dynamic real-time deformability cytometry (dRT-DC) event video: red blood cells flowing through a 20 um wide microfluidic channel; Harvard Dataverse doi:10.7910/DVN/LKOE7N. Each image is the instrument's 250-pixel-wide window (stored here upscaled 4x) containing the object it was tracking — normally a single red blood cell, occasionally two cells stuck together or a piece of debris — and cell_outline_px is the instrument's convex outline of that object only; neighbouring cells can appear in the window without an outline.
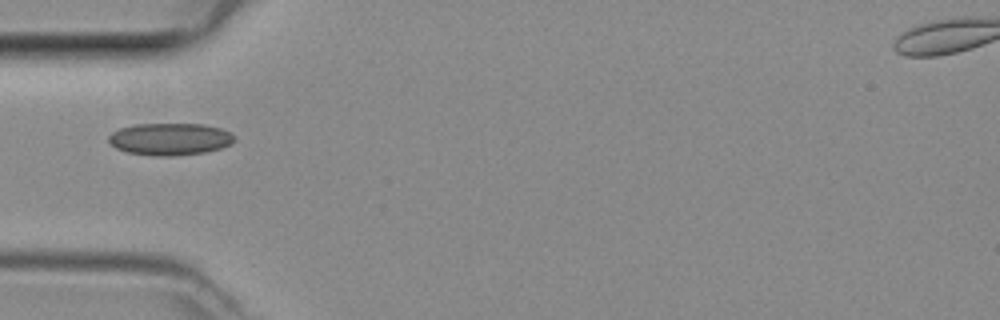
{"species": "common noctule bat (a hibernating species)", "species_latin": "Nyctalus noctula", "temperature_condition": "room temperature", "stored_images_in_passage": 34, "camera_frame_rate_fps": 3000, "um_per_image_px": 0.085, "animal": {"sex": "female", "body_mass_g": 29.2, "forearm_length_mm": 56.3}, "frame": {"image": 1, "passage_image": 1, "time_ms": 0.0, "image_size_px": [1000, 320], "cell_outline_px": [[236, 140], [232, 144], [220, 148], [204, 152], [172, 156], [156, 156], [128, 152], [116, 148], [108, 140], [108, 136], [112, 132], [120, 128], [136, 124], [204, 124], [220, 128], [228, 132]], "centroid_in_image_um": [14.44, 11.82], "position_along_channel_um": 70.6, "area_um2": 23.41}}
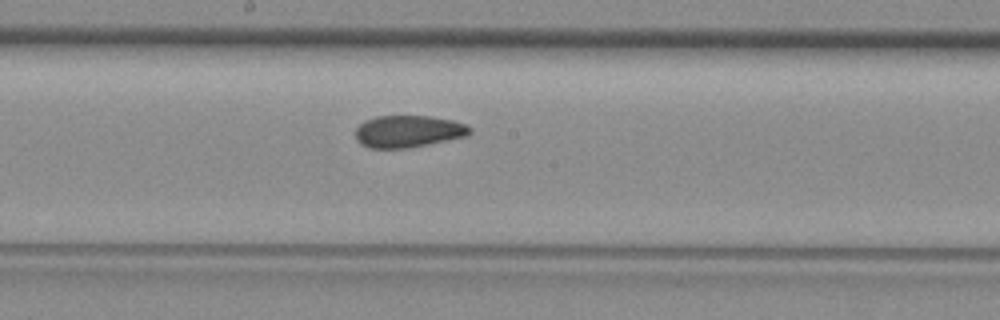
{"frame": {"image": 2, "passage_image": 11, "time_ms": 3.333, "image_size_px": [1000, 320], "cell_outline_px": [[472, 132], [464, 136], [408, 148], [368, 148], [360, 144], [356, 140], [356, 128], [364, 120], [376, 116], [428, 116], [452, 120], [468, 124], [472, 128]], "centroid_in_image_um": [34.67, 11.16], "position_along_channel_um": 213.5, "area_um2": 21.33}}
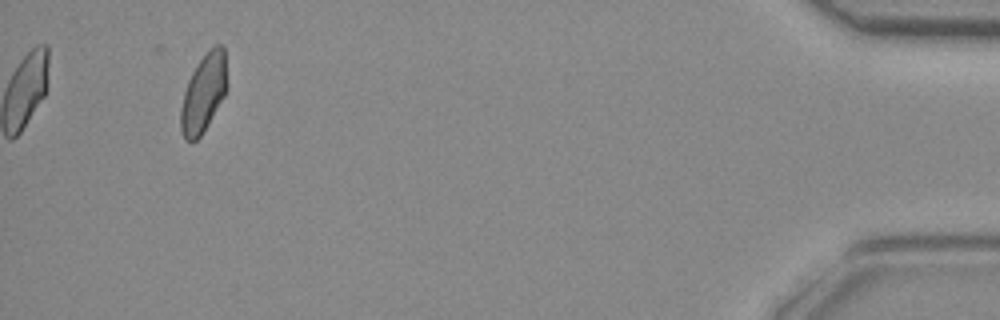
{"frame": {"image": 3, "passage_image": 31, "time_ms": 10.0, "image_size_px": [1000, 320], "cell_outline_px": [[228, 88], [224, 96], [200, 136], [196, 140], [184, 140], [180, 132], [180, 108], [184, 92], [188, 80], [196, 64], [216, 44], [224, 44], [228, 84]], "centroid_in_image_um": [17.31, 7.9], "position_along_channel_um": 417.9, "area_um2": 21.1}}